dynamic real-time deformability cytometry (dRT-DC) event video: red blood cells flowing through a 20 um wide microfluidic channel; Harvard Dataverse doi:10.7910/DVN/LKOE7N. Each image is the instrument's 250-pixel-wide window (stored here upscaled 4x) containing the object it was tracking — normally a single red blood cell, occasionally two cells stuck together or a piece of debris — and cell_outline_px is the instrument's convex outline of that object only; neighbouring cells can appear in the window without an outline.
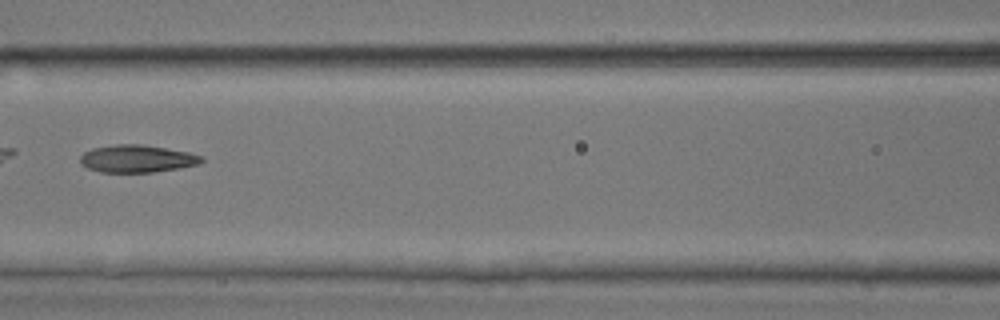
{"species": "common noctule bat (a hibernating species)", "species_latin": "Nyctalus noctula", "temperature_condition": "room temperature", "stored_images_in_passage": 9, "camera_frame_rate_fps": 3000, "um_per_image_px": 0.085, "animal": {"sex": "male", "body_mass_g": 17.9, "forearm_length_mm": 54.2}, "frame": {"image": 1, "passage_image": 8, "time_ms": 2.333, "image_size_px": [1000, 320], "cell_outline_px": [[204, 160], [200, 164], [180, 168], [152, 172], [100, 172], [88, 168], [80, 164], [80, 156], [84, 152], [92, 148], [116, 144], [144, 144], [188, 152], [204, 156]], "centroid_in_image_um": [11.66, 13.48], "position_along_channel_um": 154.9, "area_um2": 19.59}}
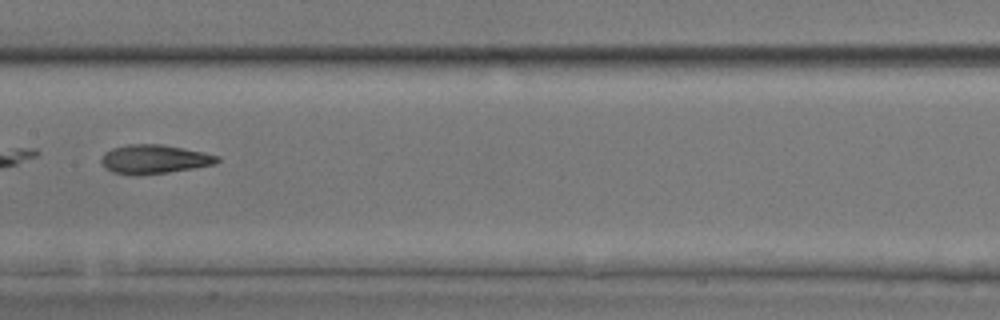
{"frame": {"image": 2, "passage_image": 9, "time_ms": 2.667, "image_size_px": [1000, 320], "cell_outline_px": [[220, 160], [216, 164], [168, 172], [136, 176], [112, 172], [104, 168], [100, 160], [104, 152], [112, 148], [128, 144], [160, 144], [184, 148], [204, 152], [220, 156]], "centroid_in_image_um": [13.09, 13.53], "position_along_channel_um": 194.3, "area_um2": 19.77}}